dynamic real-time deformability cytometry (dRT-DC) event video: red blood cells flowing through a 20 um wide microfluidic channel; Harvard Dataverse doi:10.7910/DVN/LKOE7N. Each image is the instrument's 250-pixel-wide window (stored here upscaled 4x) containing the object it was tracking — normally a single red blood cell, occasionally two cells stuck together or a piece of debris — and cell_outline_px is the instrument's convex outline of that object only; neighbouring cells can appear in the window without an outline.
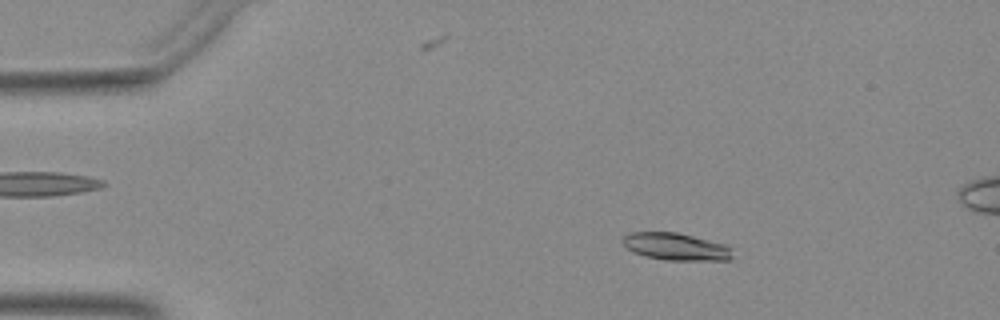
{"species": "Egyptian fruit bat (a non-hibernating species)", "species_latin": "Rousettus aegyptiacus", "temperature_condition": "warm", "stored_images_in_passage": 52, "segment_of_instrument_passage": [1, 2], "camera_frame_rate_fps": 3000, "um_per_image_px": 0.085, "animal": {"sex": "female"}, "frame": {"image": 1, "passage_image": 9, "time_ms": 2.667, "image_size_px": [1000, 320], "cell_outline_px": [[732, 256], [728, 260], [664, 260], [644, 256], [632, 252], [620, 240], [624, 236], [632, 232], [676, 232], [724, 244], [732, 248]], "centroid_in_image_um": [57.42, 20.97], "position_along_channel_um": 27.6, "area_um2": 17.4}}
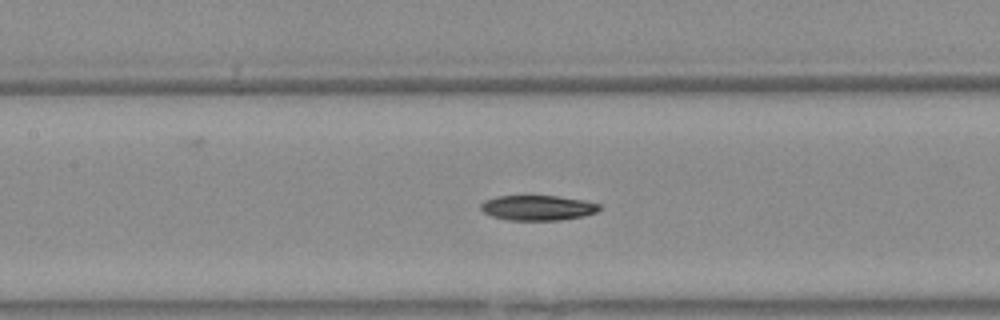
{"frame": {"image": 2, "passage_image": 24, "time_ms": 7.667, "image_size_px": [1000, 320], "cell_outline_px": [[600, 208], [596, 212], [584, 216], [560, 220], [508, 220], [492, 216], [484, 212], [480, 208], [480, 204], [484, 200], [496, 196], [556, 196], [584, 200], [600, 204]], "centroid_in_image_um": [45.69, 17.66], "position_along_channel_um": 161.7, "area_um2": 17.34}}
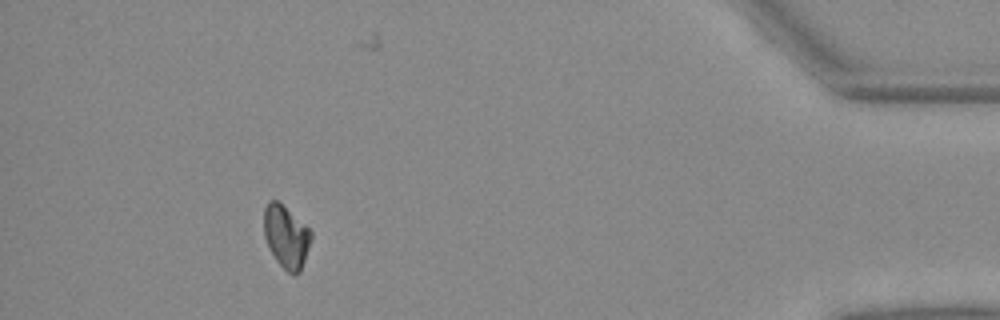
{"frame": {"image": 3, "passage_image": 47, "time_ms": 15.333, "image_size_px": [1000, 320], "cell_outline_px": [[312, 236], [300, 272], [288, 272], [276, 260], [264, 236], [264, 208], [268, 200], [276, 200], [308, 228], [312, 232]], "centroid_in_image_um": [24.3, 20.09], "position_along_channel_um": 410.9, "area_um2": 16.59}}